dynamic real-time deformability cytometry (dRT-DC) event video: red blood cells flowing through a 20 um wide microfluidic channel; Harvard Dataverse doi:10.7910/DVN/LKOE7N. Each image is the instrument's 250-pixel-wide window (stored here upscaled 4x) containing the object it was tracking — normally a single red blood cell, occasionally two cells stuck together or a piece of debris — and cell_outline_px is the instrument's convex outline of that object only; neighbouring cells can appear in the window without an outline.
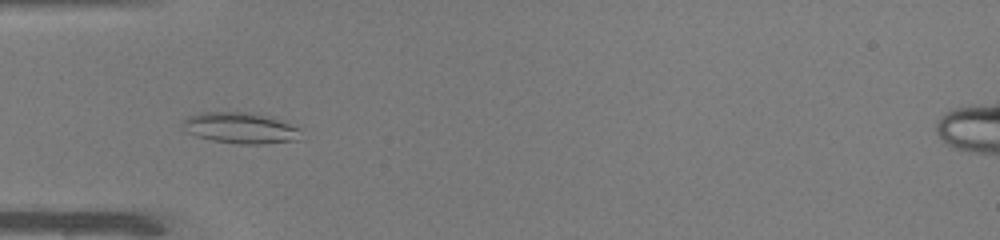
{"species": "common noctule bat (a hibernating species)", "species_latin": "Nyctalus noctula", "temperature_condition": "warm", "stored_images_in_passage": 39, "camera_frame_rate_fps": 3000, "um_per_image_px": 0.085, "animal": {"sex": "male", "body_mass_g": 19.0, "forearm_length_mm": 50.8}, "frame": {"image": 1, "passage_image": 5, "time_ms": 1.333, "image_size_px": [1000, 240], "cell_outline_px": [[300, 140], [260, 144], [236, 144], [212, 140], [196, 136], [184, 132], [180, 124], [188, 116], [200, 112], [252, 112], [268, 116], [300, 128]], "centroid_in_image_um": [20.39, 10.88], "position_along_channel_um": 64.6, "area_um2": 21.62}}
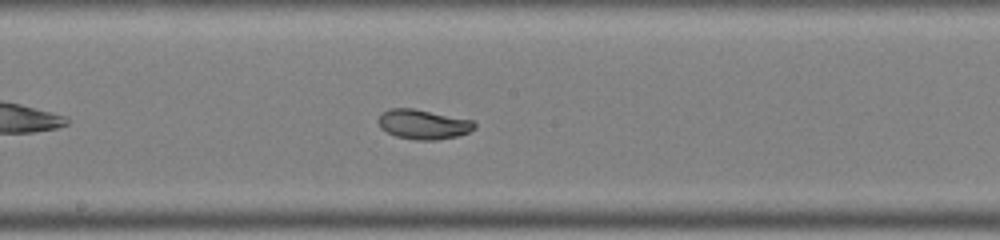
{"frame": {"image": 2, "passage_image": 16, "time_ms": 5.0, "image_size_px": [1000, 240], "cell_outline_px": [[476, 128], [468, 132], [456, 136], [436, 140], [416, 140], [396, 136], [380, 128], [376, 120], [380, 112], [388, 108], [412, 108], [472, 120], [476, 124]], "centroid_in_image_um": [35.91, 10.56], "position_along_channel_um": 212.3, "area_um2": 16.7}}
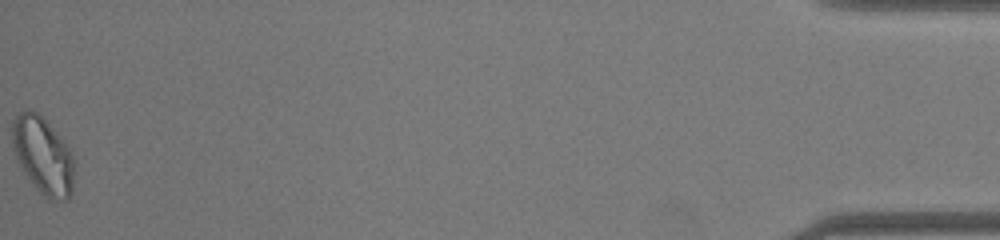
{"frame": {"image": 3, "passage_image": 39, "time_ms": 12.667, "image_size_px": [1000, 240], "cell_outline_px": [[72, 192], [68, 200], [48, 200], [36, 188], [20, 168], [12, 148], [12, 120], [20, 112], [36, 112], [56, 132], [72, 152]], "centroid_in_image_um": [3.62, 13.26], "position_along_channel_um": 431.6, "area_um2": 27.4}, "authors_computed_cell_mechanics": {"area_um2": 17.8024, "velocity_mm_per_s": 4.0768, "shape_relaxation_time_tau1_ms": 3.51, "shape_relaxation_time_tau2_ms": 1.6422, "deformation_change_tau1": 0.1063, "deformation_change_tau2": 0.045}}